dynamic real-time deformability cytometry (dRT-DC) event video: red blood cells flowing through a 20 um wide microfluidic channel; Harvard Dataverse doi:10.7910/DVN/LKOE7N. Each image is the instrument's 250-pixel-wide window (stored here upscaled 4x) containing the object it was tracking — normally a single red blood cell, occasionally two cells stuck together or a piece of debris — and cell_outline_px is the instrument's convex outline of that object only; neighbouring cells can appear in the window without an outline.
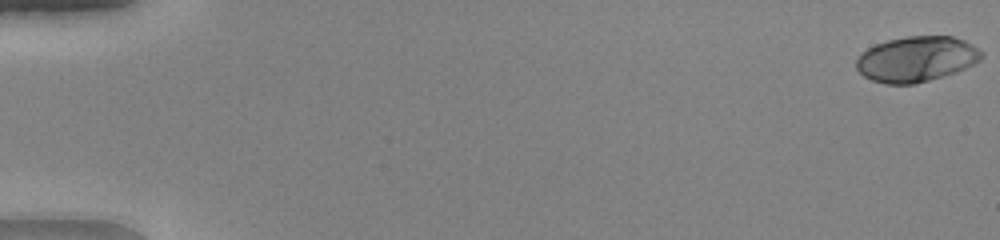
{"species": "human", "species_latin": "Homo sapiens", "temperature_condition": "warm", "stored_images_in_passage": 51, "camera_frame_rate_fps": 3000, "um_per_image_px": 0.085, "donor": {"sex": "female"}, "frame": {"image": 1, "passage_image": 1, "time_ms": 0.0, "image_size_px": [1000, 240], "cell_outline_px": [[984, 56], [980, 60], [956, 72], [928, 80], [912, 84], [888, 84], [872, 80], [864, 76], [856, 68], [856, 60], [868, 48], [876, 44], [888, 40], [908, 36], [952, 36], [964, 40], [972, 44], [984, 52]], "centroid_in_image_um": [77.92, 5.01], "position_along_channel_um": 7.1, "area_um2": 32.89}}
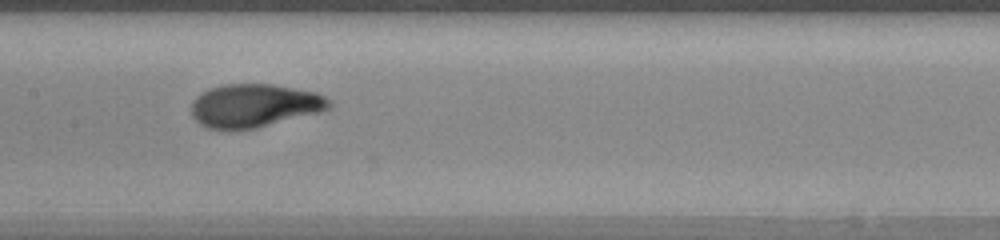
{"frame": {"image": 2, "passage_image": 27, "time_ms": 8.667, "image_size_px": [1000, 240], "cell_outline_px": [[332, 108], [320, 112], [256, 128], [228, 132], [208, 128], [200, 124], [192, 116], [192, 100], [196, 96], [208, 88], [224, 84], [272, 84], [316, 92], [332, 100]], "centroid_in_image_um": [21.61, 8.99], "position_along_channel_um": 185.8, "area_um2": 35.37}}
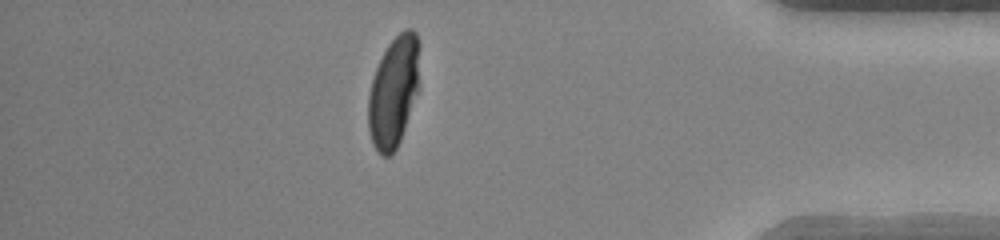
{"frame": {"image": 3, "passage_image": 45, "time_ms": 14.667, "image_size_px": [1000, 240], "cell_outline_px": [[420, 88], [400, 140], [392, 156], [380, 156], [376, 152], [372, 144], [368, 128], [368, 96], [372, 80], [376, 68], [388, 44], [404, 28], [412, 28], [416, 32], [420, 44]], "centroid_in_image_um": [33.49, 7.79], "position_along_channel_um": 401.7, "area_um2": 33.93}, "authors_computed_cell_mechanics": {"area_um2": 33.6396, "velocity_mm_per_s": 4.1496, "shape_relaxation_time_tau1_ms": 4.3697, "shape_relaxation_time_tau2_ms": null, "deformation_change_tau1": 0.2502, "deformation_change_tau2": null}}